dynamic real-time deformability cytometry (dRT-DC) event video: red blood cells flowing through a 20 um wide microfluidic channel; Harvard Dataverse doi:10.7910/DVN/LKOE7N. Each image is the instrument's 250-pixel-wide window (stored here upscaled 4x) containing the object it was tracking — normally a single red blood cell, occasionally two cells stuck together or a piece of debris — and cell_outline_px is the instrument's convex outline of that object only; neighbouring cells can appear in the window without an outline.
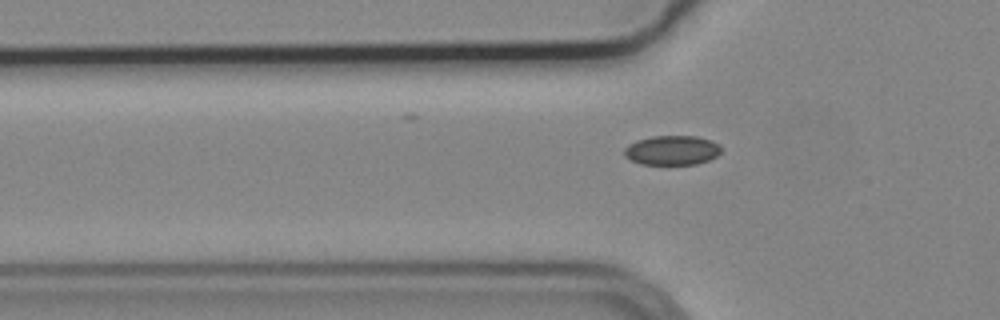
{"species": "common noctule bat (a hibernating species)", "species_latin": "Nyctalus noctula", "temperature_condition": "cold", "stored_images_in_passage": 33, "camera_frame_rate_fps": 3000, "um_per_image_px": 0.085, "animal": {"sex": "male", "body_mass_g": 19.2, "forearm_length_mm": 51.8}, "frame": {"image": 1, "passage_image": 2, "time_ms": 0.333, "image_size_px": [1000, 320], "cell_outline_px": [[720, 152], [716, 156], [708, 160], [696, 164], [640, 164], [624, 156], [624, 148], [628, 144], [636, 140], [652, 136], [696, 136], [712, 140], [720, 144]], "centroid_in_image_um": [57.11, 12.76], "position_along_channel_um": 68.7, "area_um2": 16.7}}
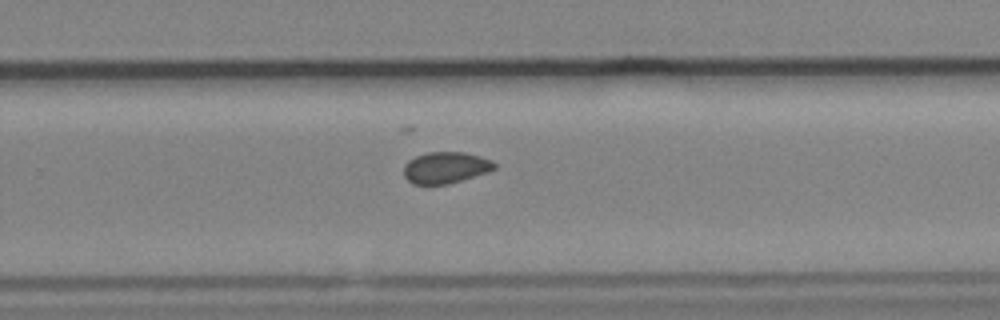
{"frame": {"image": 2, "passage_image": 20, "time_ms": 6.333, "image_size_px": [1000, 320], "cell_outline_px": [[496, 168], [488, 172], [448, 184], [412, 184], [404, 176], [404, 164], [408, 160], [416, 156], [428, 152], [464, 152], [480, 156], [492, 160], [496, 164]], "centroid_in_image_um": [37.88, 14.24], "position_along_channel_um": 291.9, "area_um2": 16.65}}
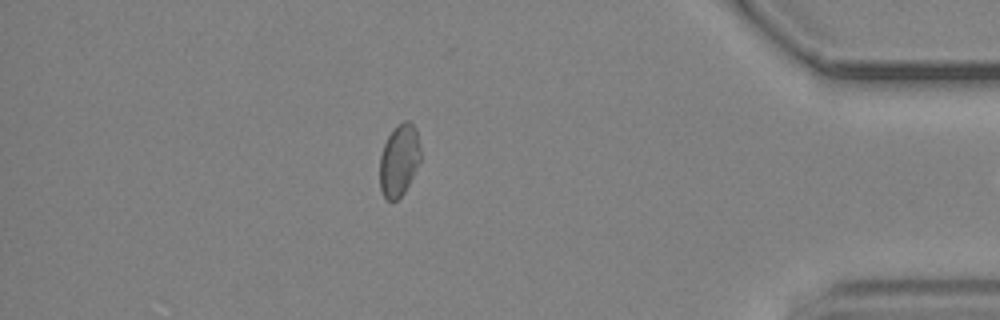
{"frame": {"image": 3, "passage_image": 32, "time_ms": 10.333, "image_size_px": [1000, 320], "cell_outline_px": [[420, 160], [404, 192], [396, 200], [388, 200], [384, 196], [380, 188], [380, 156], [384, 144], [388, 136], [396, 124], [404, 120], [408, 120], [416, 128], [420, 144]], "centroid_in_image_um": [33.92, 13.57], "position_along_channel_um": 401.3, "area_um2": 16.99}}